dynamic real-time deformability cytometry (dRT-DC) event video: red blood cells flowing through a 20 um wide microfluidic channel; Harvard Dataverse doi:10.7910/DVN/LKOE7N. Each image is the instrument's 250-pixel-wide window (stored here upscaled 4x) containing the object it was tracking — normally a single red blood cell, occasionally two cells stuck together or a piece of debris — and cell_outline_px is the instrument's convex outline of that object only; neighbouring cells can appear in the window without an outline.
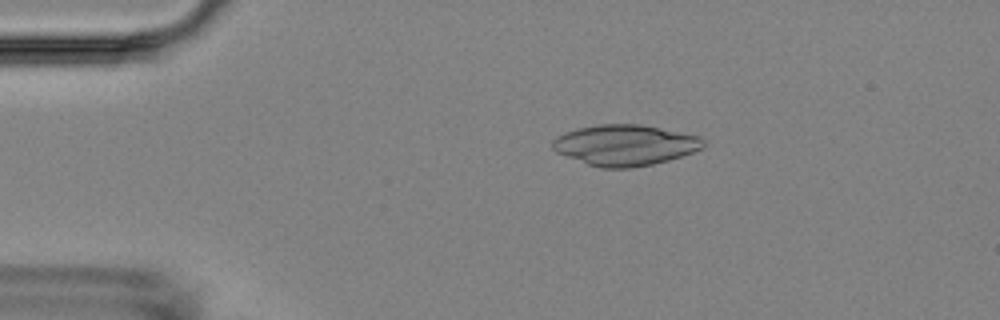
{"species": "Egyptian fruit bat (a non-hibernating species)", "species_latin": "Rousettus aegyptiacus", "temperature_condition": "room temperature", "stored_images_in_passage": 9, "camera_frame_rate_fps": 3000, "um_per_image_px": 0.085, "animal": {"sex": "female"}, "frame": {"image": 1, "passage_image": 3, "time_ms": 2.333, "image_size_px": [1000, 320], "cell_outline_px": [[704, 148], [668, 160], [652, 164], [632, 168], [600, 168], [588, 164], [556, 152], [552, 148], [552, 140], [556, 136], [564, 132], [596, 124], [640, 124], [700, 136], [704, 140]], "centroid_in_image_um": [53.11, 12.33], "position_along_channel_um": 31.9, "area_um2": 35.78}}
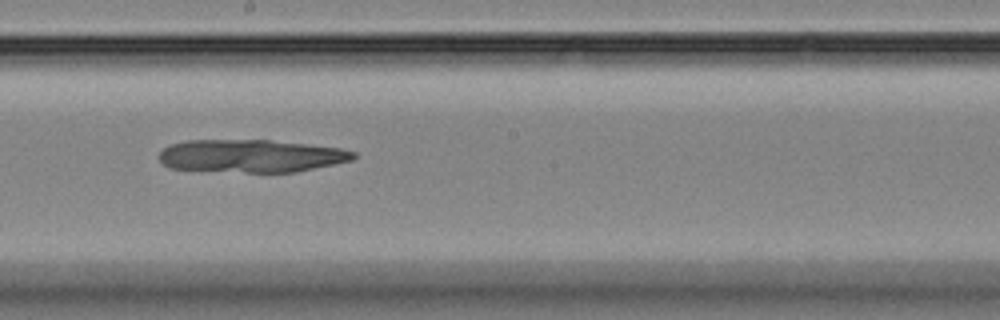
{"frame": {"image": 2, "passage_image": 9, "time_ms": 9.0, "image_size_px": [1000, 320], "cell_outline_px": [[356, 156], [352, 160], [296, 172], [244, 172], [168, 168], [160, 160], [160, 152], [164, 148], [172, 144], [188, 140], [272, 140], [340, 148], [356, 152]], "centroid_in_image_um": [21.35, 13.25], "position_along_channel_um": 226.8, "area_um2": 36.93}}